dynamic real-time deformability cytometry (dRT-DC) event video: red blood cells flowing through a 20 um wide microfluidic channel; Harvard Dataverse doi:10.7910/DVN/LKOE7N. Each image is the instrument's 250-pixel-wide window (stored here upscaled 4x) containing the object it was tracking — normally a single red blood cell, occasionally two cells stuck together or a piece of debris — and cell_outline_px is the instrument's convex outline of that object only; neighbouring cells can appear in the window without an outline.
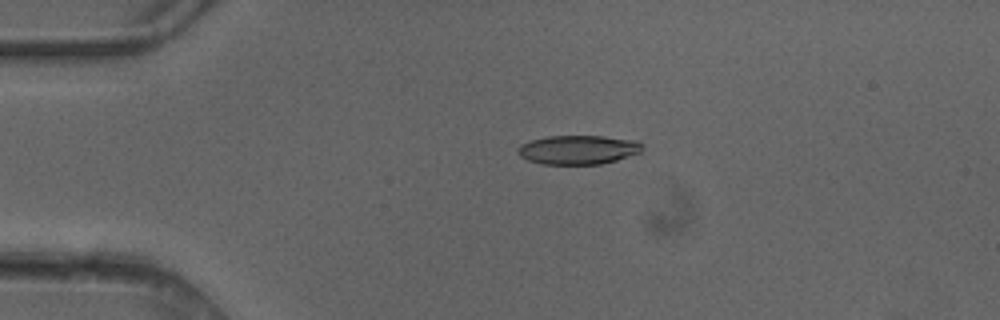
{"species": "common noctule bat (a hibernating species)", "species_latin": "Nyctalus noctula", "temperature_condition": "cold", "stored_images_in_passage": 4, "camera_frame_rate_fps": 3000, "um_per_image_px": 0.085, "animal": {"sex": "female"}, "frame": {"image": 1, "passage_image": 3, "time_ms": 0.667, "image_size_px": [1000, 320], "cell_outline_px": [[644, 148], [640, 152], [616, 160], [600, 164], [540, 164], [528, 160], [520, 156], [516, 152], [516, 148], [520, 144], [532, 140], [548, 136], [604, 136], [636, 140], [644, 144]], "centroid_in_image_um": [49.13, 12.72], "position_along_channel_um": 35.9, "area_um2": 21.21}}